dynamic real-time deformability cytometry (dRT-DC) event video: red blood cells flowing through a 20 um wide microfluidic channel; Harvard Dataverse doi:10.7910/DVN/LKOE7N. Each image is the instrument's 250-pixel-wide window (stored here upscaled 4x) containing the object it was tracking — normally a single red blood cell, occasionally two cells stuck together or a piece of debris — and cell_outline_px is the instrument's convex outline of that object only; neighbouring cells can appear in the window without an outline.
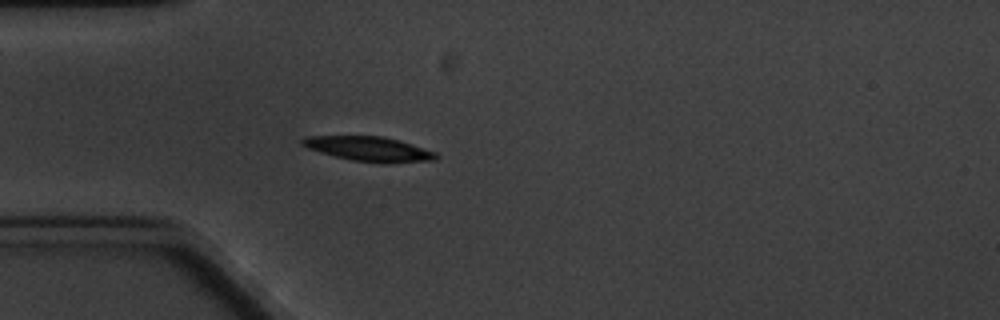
{"species": "common noctule bat (a hibernating species)", "species_latin": "Nyctalus noctula", "temperature_condition": "cold", "stored_images_in_passage": 5, "camera_frame_rate_fps": 3000, "um_per_image_px": 0.085, "animal": {"sex": "male", "body_mass_g": 20.1, "forearm_length_mm": 53.5}, "frame": {"image": 1, "passage_image": 5, "time_ms": 5.333, "image_size_px": [1000, 320], "cell_outline_px": [[440, 156], [436, 160], [388, 164], [380, 164], [352, 160], [320, 152], [308, 148], [300, 144], [300, 140], [304, 136], [384, 136], [400, 140], [436, 152]], "centroid_in_image_um": [31.41, 12.67], "position_along_channel_um": 53.6, "area_um2": 19.54}}